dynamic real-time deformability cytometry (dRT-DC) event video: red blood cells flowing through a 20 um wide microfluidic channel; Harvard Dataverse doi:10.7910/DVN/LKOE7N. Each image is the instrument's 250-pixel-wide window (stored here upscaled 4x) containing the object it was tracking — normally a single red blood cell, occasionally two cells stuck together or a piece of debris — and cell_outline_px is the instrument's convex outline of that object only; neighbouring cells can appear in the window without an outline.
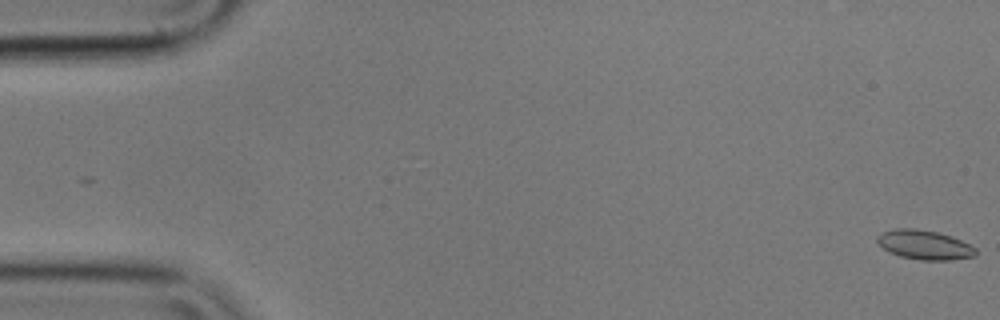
{"species": "common noctule bat (a hibernating species)", "species_latin": "Nyctalus noctula", "temperature_condition": "cold", "stored_images_in_passage": 57, "camera_frame_rate_fps": 3000, "um_per_image_px": 0.085, "animal": {"sex": "male", "body_mass_g": 17.9}, "frame": {"image": 1, "passage_image": 1, "time_ms": 0.0, "image_size_px": [1000, 320], "cell_outline_px": [[976, 256], [952, 260], [920, 260], [900, 256], [888, 252], [876, 240], [876, 236], [884, 232], [896, 228], [916, 228], [936, 232], [952, 236], [976, 248]], "centroid_in_image_um": [78.58, 20.81], "position_along_channel_um": 6.4, "area_um2": 16.82}}
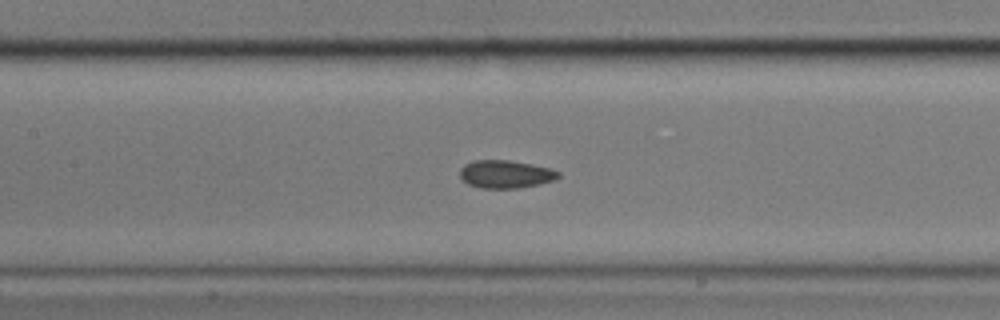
{"frame": {"image": 2, "passage_image": 26, "time_ms": 8.333, "image_size_px": [1000, 320], "cell_outline_px": [[560, 176], [556, 180], [540, 184], [520, 188], [480, 188], [468, 184], [460, 176], [460, 168], [464, 164], [472, 160], [508, 160], [532, 164], [552, 168], [560, 172]], "centroid_in_image_um": [43.0, 14.8], "position_along_channel_um": 164.4, "area_um2": 16.24}}
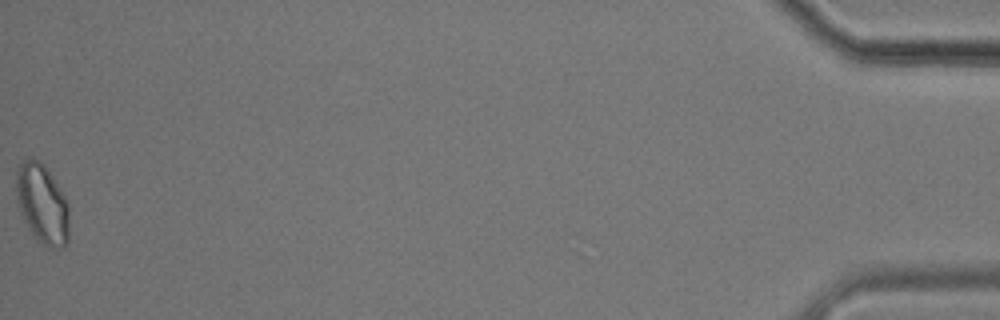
{"frame": {"image": 3, "passage_image": 57, "time_ms": 18.667, "image_size_px": [1000, 320], "cell_outline_px": [[68, 240], [64, 248], [52, 248], [44, 244], [28, 228], [20, 212], [16, 200], [16, 172], [20, 164], [28, 156], [32, 156], [40, 160], [44, 164], [68, 200]], "centroid_in_image_um": [3.58, 17.27], "position_along_channel_um": 431.6, "area_um2": 24.74}, "authors_computed_cell_mechanics": {"area_um2": 16.473, "velocity_mm_per_s": 3.5415, "shape_relaxation_time_tau1_ms": 7.9783, "shape_relaxation_time_tau2_ms": 2.6202, "deformation_change_tau1": 0.0967, "deformation_change_tau2": 0.0584}}